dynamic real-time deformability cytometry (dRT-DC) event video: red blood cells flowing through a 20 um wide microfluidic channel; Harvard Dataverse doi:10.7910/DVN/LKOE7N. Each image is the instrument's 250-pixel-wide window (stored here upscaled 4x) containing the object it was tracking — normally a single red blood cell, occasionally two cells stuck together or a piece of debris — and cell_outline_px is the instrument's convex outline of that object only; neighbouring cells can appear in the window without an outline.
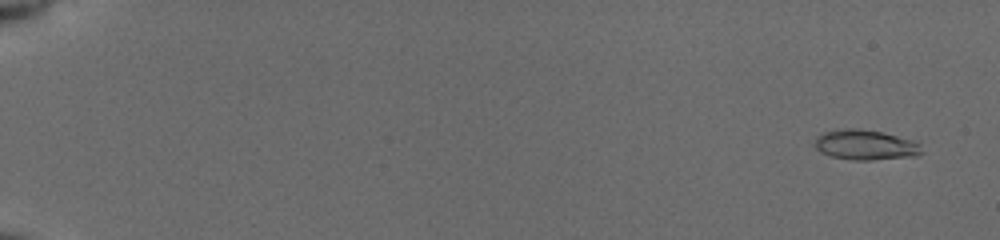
{"species": "common noctule bat (a hibernating species)", "species_latin": "Nyctalus noctula", "temperature_condition": "cold", "stored_images_in_passage": 56, "camera_frame_rate_fps": 3000, "um_per_image_px": 0.085, "animal": {"sex": "female", "body_mass_g": 19.5, "forearm_length_mm": 54.1}, "frame": {"image": 1, "passage_image": 4, "time_ms": 1.0, "image_size_px": [1000, 240], "cell_outline_px": [[924, 152], [916, 156], [872, 160], [852, 160], [832, 156], [820, 152], [816, 148], [816, 136], [824, 132], [848, 128], [856, 128], [880, 132], [912, 140], [920, 144]], "centroid_in_image_um": [73.58, 12.33], "position_along_channel_um": 11.4, "area_um2": 18.61}}
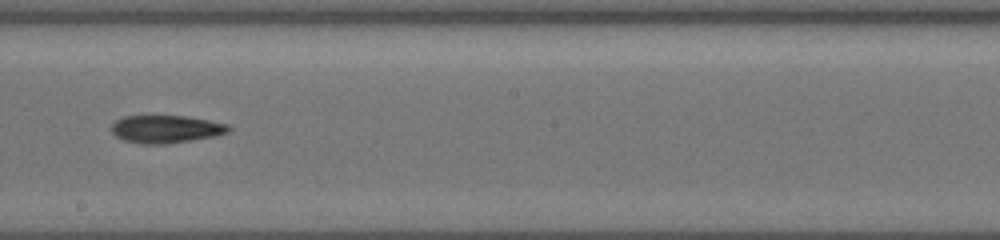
{"frame": {"image": 2, "passage_image": 35, "time_ms": 11.333, "image_size_px": [1000, 240], "cell_outline_px": [[232, 128], [228, 132], [216, 136], [164, 144], [140, 144], [124, 140], [116, 136], [112, 132], [112, 124], [116, 120], [124, 116], [184, 116], [208, 120], [228, 124]], "centroid_in_image_um": [14.11, 10.97], "position_along_channel_um": 234.1, "area_um2": 18.84}}
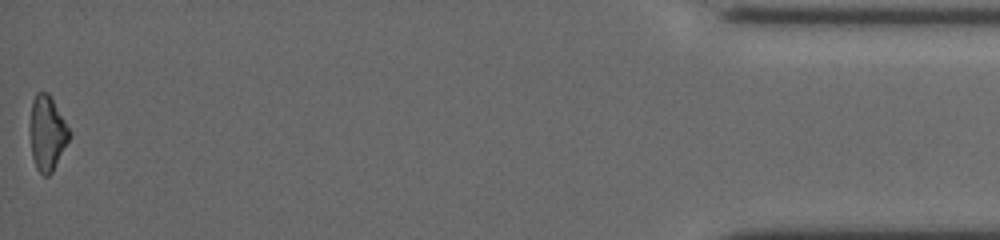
{"frame": {"image": 3, "passage_image": 56, "time_ms": 18.333, "image_size_px": [1000, 240], "cell_outline_px": [[72, 136], [52, 172], [48, 176], [44, 176], [36, 168], [32, 156], [28, 128], [32, 100], [36, 92], [48, 92], [72, 132]], "centroid_in_image_um": [4.0, 11.31], "position_along_channel_um": 431.2, "area_um2": 17.63}, "authors_computed_cell_mechanics": {"area_um2": 18.2359, "velocity_mm_per_s": 3.939, "shape_relaxation_time_tau1_ms": 9.1301, "shape_relaxation_time_tau2_ms": null, "deformation_change_tau1": 0.2327, "deformation_change_tau2": null}}